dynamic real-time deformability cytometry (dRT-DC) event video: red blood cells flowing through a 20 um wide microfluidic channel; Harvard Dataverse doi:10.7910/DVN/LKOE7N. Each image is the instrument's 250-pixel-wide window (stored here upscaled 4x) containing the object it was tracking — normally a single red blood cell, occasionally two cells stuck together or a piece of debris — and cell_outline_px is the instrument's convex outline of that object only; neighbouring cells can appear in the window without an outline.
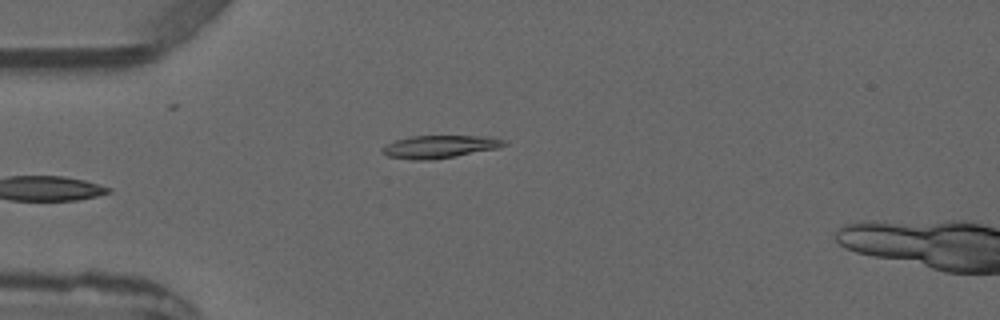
{"species": "common noctule bat (a hibernating species)", "species_latin": "Nyctalus noctula", "temperature_condition": "warm", "stored_images_in_passage": 6, "camera_frame_rate_fps": 3000, "um_per_image_px": 0.085, "animal": {"sex": "male", "forearm_length_mm": 52.5}, "frame": {"image": 1, "passage_image": 5, "time_ms": 4.667, "image_size_px": [1000, 320], "cell_outline_px": [[508, 144], [496, 148], [456, 156], [432, 160], [412, 160], [388, 156], [380, 152], [388, 144], [396, 140], [412, 136], [488, 136], [508, 140]], "centroid_in_image_um": [37.41, 12.47], "position_along_channel_um": 47.6, "area_um2": 16.07}}